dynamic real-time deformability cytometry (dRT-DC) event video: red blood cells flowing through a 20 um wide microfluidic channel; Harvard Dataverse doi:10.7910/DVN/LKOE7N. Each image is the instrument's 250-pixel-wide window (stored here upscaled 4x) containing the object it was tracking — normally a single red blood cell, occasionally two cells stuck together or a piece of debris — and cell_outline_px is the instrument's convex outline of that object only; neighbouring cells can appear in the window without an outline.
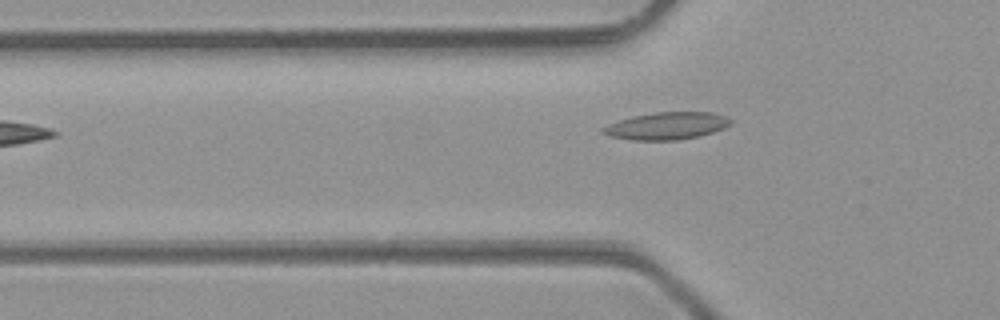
{"species": "common noctule bat (a hibernating species)", "species_latin": "Nyctalus noctula", "temperature_condition": "room temperature", "stored_images_in_passage": 19, "segment_of_instrument_passage": [2, 2], "camera_frame_rate_fps": 3000, "um_per_image_px": 0.085, "animal": {"sex": "male", "body_mass_g": 23.1, "forearm_length_mm": 52.7}, "frame": {"image": 1, "passage_image": 19, "time_ms": 6.0, "image_size_px": [1000, 320], "cell_outline_px": [[732, 124], [724, 128], [700, 136], [676, 140], [632, 140], [608, 136], [600, 132], [600, 128], [608, 124], [632, 116], [656, 112], [712, 112], [724, 116], [732, 120]], "centroid_in_image_um": [56.64, 10.7], "position_along_channel_um": 69.2, "area_um2": 20.4}}